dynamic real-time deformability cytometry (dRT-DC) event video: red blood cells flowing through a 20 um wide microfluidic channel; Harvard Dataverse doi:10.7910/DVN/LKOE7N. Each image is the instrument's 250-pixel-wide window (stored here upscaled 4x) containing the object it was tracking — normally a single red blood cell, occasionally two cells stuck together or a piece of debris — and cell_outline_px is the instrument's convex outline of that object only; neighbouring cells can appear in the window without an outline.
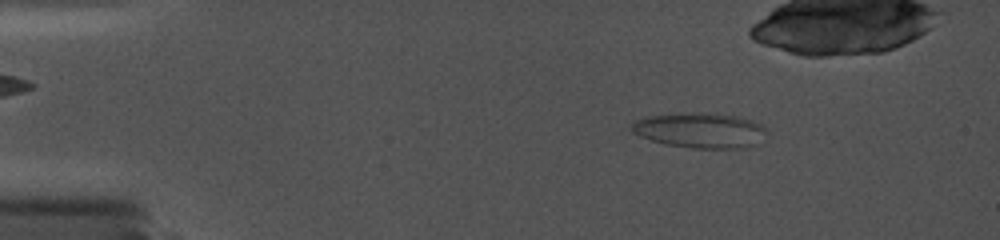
{"species": "common noctule bat (a hibernating species)", "species_latin": "Nyctalus noctula", "temperature_condition": "cold", "stored_images_in_passage": 72, "camera_frame_rate_fps": 5000, "um_per_image_px": 0.085, "animal": {"sex": "female", "body_mass_g": 19.0, "forearm_length_mm": 56.7}, "frame": {"image": 1, "passage_image": 12, "time_ms": 2.6, "image_size_px": [1000, 240], "cell_outline_px": [[768, 132], [752, 144], [740, 148], [692, 148], [668, 144], [652, 140], [640, 136], [632, 132], [632, 124], [636, 120], [648, 116], [680, 112], [696, 112], [736, 116], [752, 120], [768, 128]], "centroid_in_image_um": [59.49, 11.06], "position_along_channel_um": 25.5, "area_um2": 27.4}}
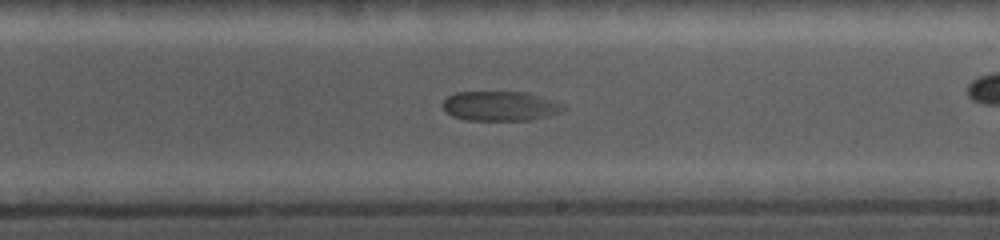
{"frame": {"image": 2, "passage_image": 45, "time_ms": 11.0, "image_size_px": [1000, 240], "cell_outline_px": [[568, 108], [560, 112], [548, 116], [532, 120], [464, 120], [452, 116], [444, 112], [440, 104], [448, 96], [456, 92], [528, 92], [568, 104]], "centroid_in_image_um": [42.54, 9.01], "position_along_channel_um": 246.5, "area_um2": 21.39}}
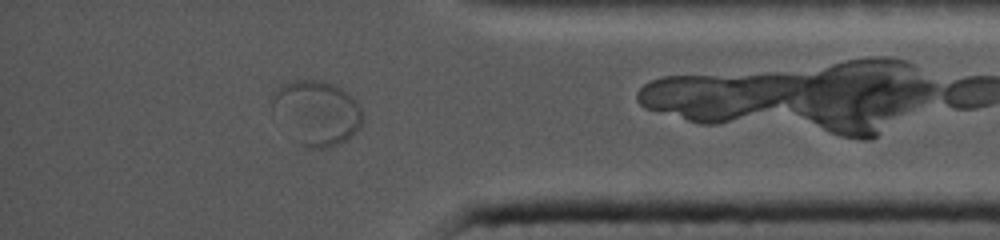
{"frame": {"image": 3, "passage_image": 65, "time_ms": 15.6, "image_size_px": [1000, 240], "cell_outline_px": [[364, 116], [360, 128], [352, 136], [336, 144], [320, 148], [312, 148], [300, 144], [272, 104], [272, 100], [276, 92], [284, 84], [292, 80], [320, 80], [332, 84], [348, 92], [360, 104]], "centroid_in_image_um": [27.04, 9.54], "position_along_channel_um": 408.2, "area_um2": 32.77}}